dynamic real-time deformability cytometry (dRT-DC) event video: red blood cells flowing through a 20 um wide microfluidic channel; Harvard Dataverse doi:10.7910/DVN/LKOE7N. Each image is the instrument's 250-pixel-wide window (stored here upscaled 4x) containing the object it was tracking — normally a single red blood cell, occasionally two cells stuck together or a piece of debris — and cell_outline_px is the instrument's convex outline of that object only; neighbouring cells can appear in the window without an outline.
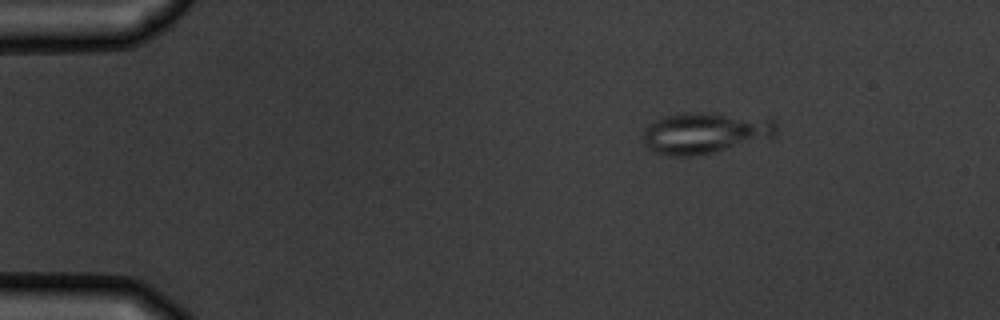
{"species": "common noctule bat (a hibernating species)", "species_latin": "Nyctalus noctula", "temperature_condition": "warm", "stored_images_in_passage": 5, "camera_frame_rate_fps": 3000, "um_per_image_px": 0.085, "animal": {"sex": "male", "body_mass_g": 19.5, "forearm_length_mm": 54.6}, "frame": {"image": 1, "passage_image": 1, "time_ms": 0.0, "image_size_px": [1000, 320], "cell_outline_px": [[776, 132], [772, 136], [712, 152], [688, 156], [668, 156], [652, 152], [644, 144], [644, 128], [648, 124], [664, 116], [680, 112], [704, 112], [776, 120]], "centroid_in_image_um": [59.81, 11.29], "position_along_channel_um": 25.2, "area_um2": 31.44}}